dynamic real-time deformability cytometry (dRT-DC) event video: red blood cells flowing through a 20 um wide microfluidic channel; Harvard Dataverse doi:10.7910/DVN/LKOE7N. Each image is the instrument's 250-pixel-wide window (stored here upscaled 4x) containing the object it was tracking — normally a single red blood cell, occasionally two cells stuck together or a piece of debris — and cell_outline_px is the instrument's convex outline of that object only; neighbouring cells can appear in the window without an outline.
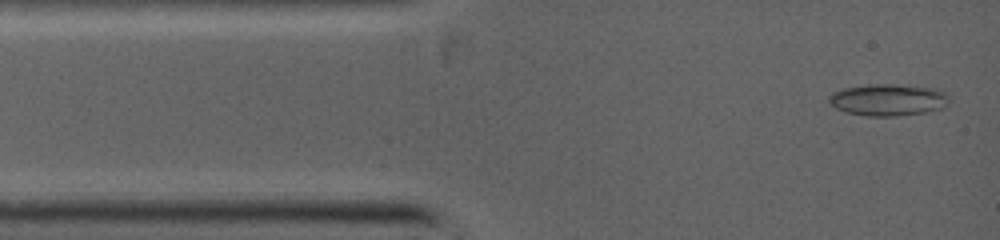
{"species": "common noctule bat (a hibernating species)", "species_latin": "Nyctalus noctula", "temperature_condition": "warm", "stored_images_in_passage": 47, "camera_frame_rate_fps": 5000, "um_per_image_px": 0.085, "animal": {"sex": "female", "body_mass_g": 19.0, "forearm_length_mm": 53.3}, "frame": {"image": 1, "passage_image": 1, "time_ms": 0.0, "image_size_px": [1000, 240], "cell_outline_px": [[948, 104], [944, 108], [924, 112], [896, 116], [868, 116], [844, 112], [836, 108], [828, 100], [828, 96], [832, 92], [844, 88], [868, 84], [892, 84], [932, 88], [944, 92], [948, 96]], "centroid_in_image_um": [75.46, 8.49], "position_along_channel_um": 9.5, "area_um2": 22.25}}
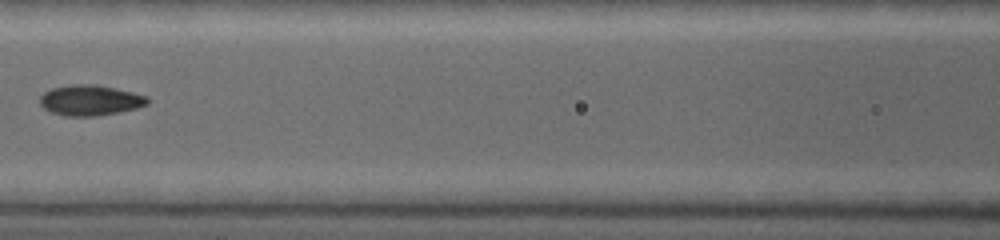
{"frame": {"image": 2, "passage_image": 17, "time_ms": 4.2, "image_size_px": [1000, 240], "cell_outline_px": [[148, 104], [136, 108], [116, 112], [92, 116], [68, 116], [52, 112], [44, 108], [40, 104], [40, 96], [44, 92], [52, 88], [68, 84], [96, 84], [132, 92], [148, 96]], "centroid_in_image_um": [7.64, 8.5], "position_along_channel_um": 159.0, "area_um2": 18.96}}
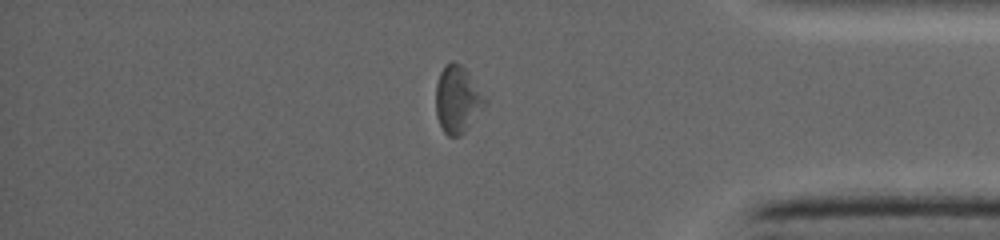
{"frame": {"image": 3, "passage_image": 34, "time_ms": 9.6, "image_size_px": [1000, 240], "cell_outline_px": [[488, 104], [464, 132], [460, 136], [448, 136], [444, 132], [436, 116], [436, 84], [440, 72], [444, 64], [452, 60], [456, 60], [464, 68], [488, 100]], "centroid_in_image_um": [38.89, 8.44], "position_along_channel_um": 396.3, "area_um2": 19.36}}